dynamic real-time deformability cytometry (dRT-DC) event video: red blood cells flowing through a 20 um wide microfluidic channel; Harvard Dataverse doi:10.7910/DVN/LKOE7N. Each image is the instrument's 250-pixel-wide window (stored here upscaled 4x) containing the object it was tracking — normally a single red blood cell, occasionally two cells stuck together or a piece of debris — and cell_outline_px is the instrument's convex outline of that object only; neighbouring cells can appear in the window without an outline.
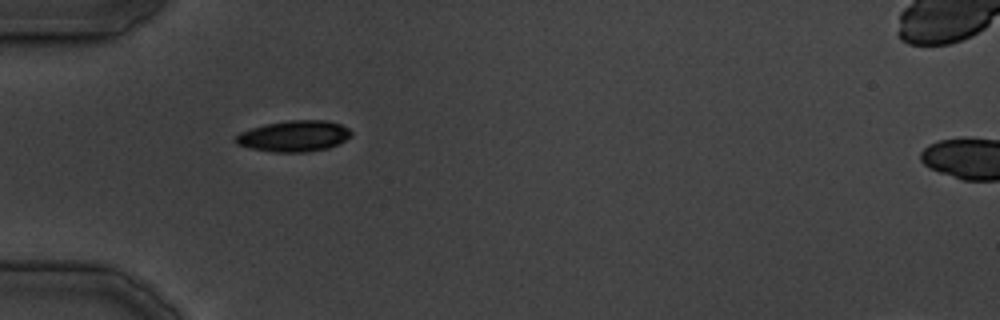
{"species": "common noctule bat (a hibernating species)", "species_latin": "Nyctalus noctula", "temperature_condition": "cold", "stored_images_in_passage": 22, "camera_frame_rate_fps": 3000, "um_per_image_px": 0.085, "animal": {"sex": "male", "body_mass_g": 19.5, "forearm_length_mm": 54.6}, "frame": {"image": 1, "passage_image": 1, "time_ms": 0.0, "image_size_px": [1000, 320], "cell_outline_px": [[352, 132], [344, 140], [328, 148], [304, 152], [272, 152], [248, 148], [236, 144], [232, 140], [240, 132], [264, 124], [288, 120], [328, 120], [340, 124], [348, 128]], "centroid_in_image_um": [24.93, 11.56], "position_along_channel_um": 60.1, "area_um2": 20.92}}
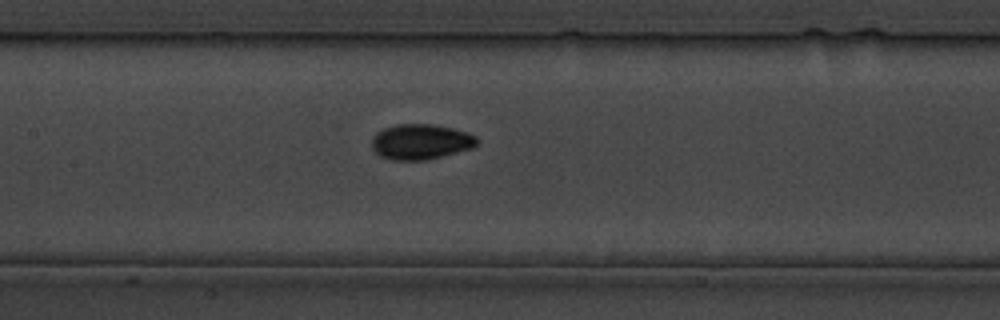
{"frame": {"image": 2, "passage_image": 7, "time_ms": 8.0, "image_size_px": [1000, 320], "cell_outline_px": [[476, 144], [472, 148], [428, 160], [392, 160], [380, 156], [372, 148], [372, 136], [376, 132], [384, 128], [396, 124], [432, 124], [452, 128], [468, 132], [476, 136]], "centroid_in_image_um": [35.74, 12.05], "position_along_channel_um": 171.7, "area_um2": 21.73}}
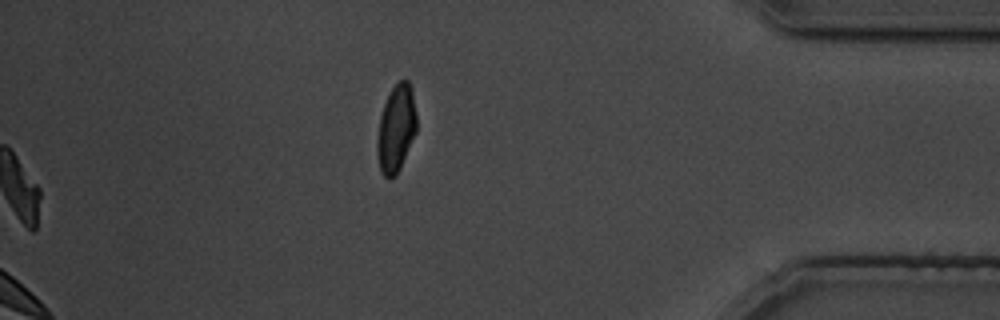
{"frame": {"image": 3, "passage_image": 22, "time_ms": 26.0, "image_size_px": [1000, 320], "cell_outline_px": [[416, 132], [400, 168], [396, 176], [384, 176], [380, 172], [376, 156], [376, 140], [380, 116], [384, 104], [392, 88], [400, 80], [408, 80], [412, 88], [416, 116]], "centroid_in_image_um": [33.65, 10.94], "position_along_channel_um": 401.5, "area_um2": 20.06}}